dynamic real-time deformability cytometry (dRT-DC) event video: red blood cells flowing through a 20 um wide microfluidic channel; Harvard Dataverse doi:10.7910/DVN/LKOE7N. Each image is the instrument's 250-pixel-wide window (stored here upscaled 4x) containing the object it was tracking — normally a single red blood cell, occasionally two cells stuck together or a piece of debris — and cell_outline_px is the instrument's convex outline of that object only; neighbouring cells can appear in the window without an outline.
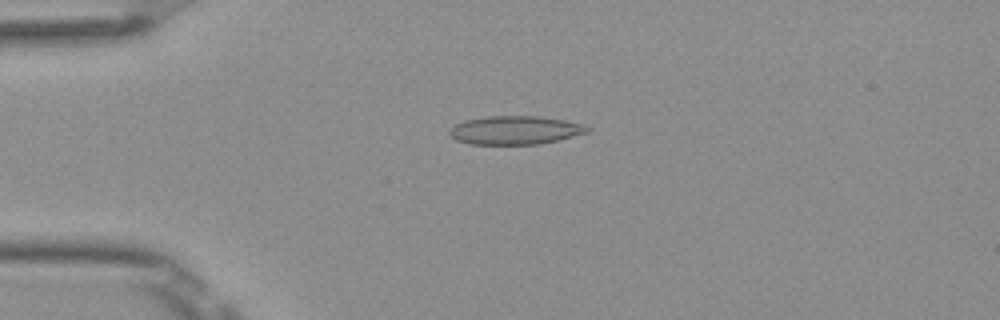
{"species": "Egyptian fruit bat (a non-hibernating species)", "species_latin": "Rousettus aegyptiacus", "temperature_condition": "room temperature", "stored_images_in_passage": 52, "camera_frame_rate_fps": 3000, "um_per_image_px": 0.085, "frame": {"image": 1, "passage_image": 13, "time_ms": 4.0, "image_size_px": [1000, 320], "cell_outline_px": [[592, 128], [588, 132], [540, 144], [468, 144], [456, 140], [448, 132], [456, 124], [464, 120], [484, 116], [536, 116], [564, 120], [584, 124]], "centroid_in_image_um": [43.78, 11.06], "position_along_channel_um": 41.2, "area_um2": 22.83}}
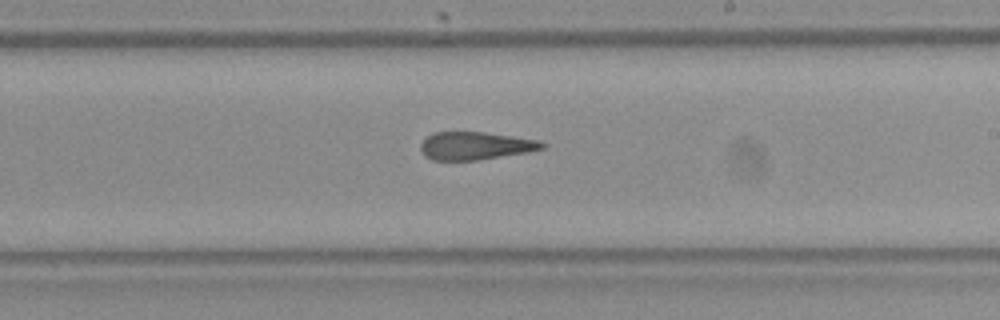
{"frame": {"image": 2, "passage_image": 31, "time_ms": 10.0, "image_size_px": [1000, 320], "cell_outline_px": [[548, 144], [544, 148], [528, 152], [476, 160], [432, 160], [424, 156], [420, 148], [420, 144], [432, 132], [484, 132], [540, 140]], "centroid_in_image_um": [40.41, 12.39], "position_along_channel_um": 248.6, "area_um2": 19.77}}
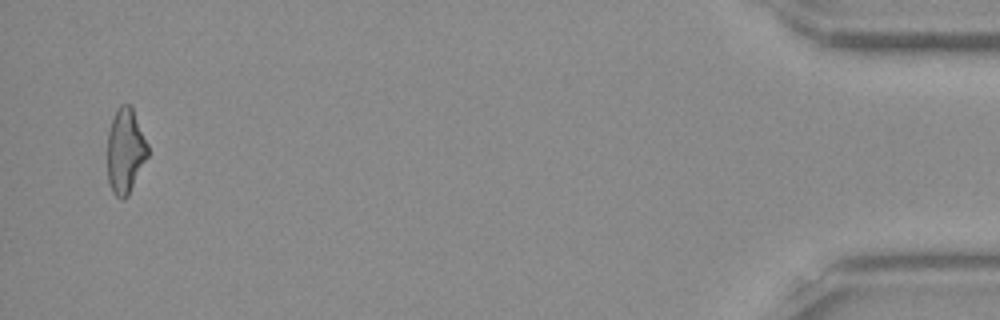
{"frame": {"image": 3, "passage_image": 51, "time_ms": 16.667, "image_size_px": [1000, 320], "cell_outline_px": [[148, 156], [128, 196], [124, 200], [120, 200], [112, 192], [108, 180], [108, 132], [116, 108], [120, 104], [128, 104], [132, 108], [148, 144]], "centroid_in_image_um": [10.65, 12.85], "position_along_channel_um": 424.5, "area_um2": 20.0}, "authors_computed_cell_mechanics": {"area_um2": 21.2704, "velocity_mm_per_s": 3.8974, "shape_relaxation_time_tau1_ms": null, "shape_relaxation_time_tau2_ms": 2.2541, "deformation_change_tau1": null, "deformation_change_tau2": 0.1348}}